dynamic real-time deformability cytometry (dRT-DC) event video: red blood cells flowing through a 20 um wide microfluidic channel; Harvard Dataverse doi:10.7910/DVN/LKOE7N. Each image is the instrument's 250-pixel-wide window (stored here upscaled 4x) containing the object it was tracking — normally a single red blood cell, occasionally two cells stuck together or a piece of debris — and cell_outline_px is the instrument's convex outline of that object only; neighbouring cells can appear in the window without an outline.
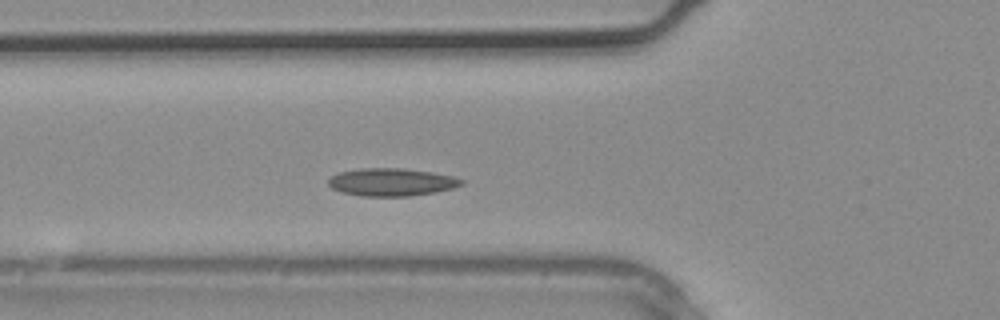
{"species": "common noctule bat (a hibernating species)", "species_latin": "Nyctalus noctula", "temperature_condition": "warm", "stored_images_in_passage": 4, "camera_frame_rate_fps": 3000, "um_per_image_px": 0.085, "animal": {"sex": "male", "body_mass_g": 20.4}, "frame": {"image": 1, "passage_image": 4, "time_ms": 1.0, "image_size_px": [1000, 320], "cell_outline_px": [[464, 184], [452, 188], [436, 192], [408, 196], [364, 196], [344, 192], [332, 188], [328, 184], [328, 180], [332, 176], [340, 172], [360, 168], [404, 168], [432, 172], [452, 176], [464, 180]], "centroid_in_image_um": [33.31, 15.47], "position_along_channel_um": 92.5, "area_um2": 21.39}}